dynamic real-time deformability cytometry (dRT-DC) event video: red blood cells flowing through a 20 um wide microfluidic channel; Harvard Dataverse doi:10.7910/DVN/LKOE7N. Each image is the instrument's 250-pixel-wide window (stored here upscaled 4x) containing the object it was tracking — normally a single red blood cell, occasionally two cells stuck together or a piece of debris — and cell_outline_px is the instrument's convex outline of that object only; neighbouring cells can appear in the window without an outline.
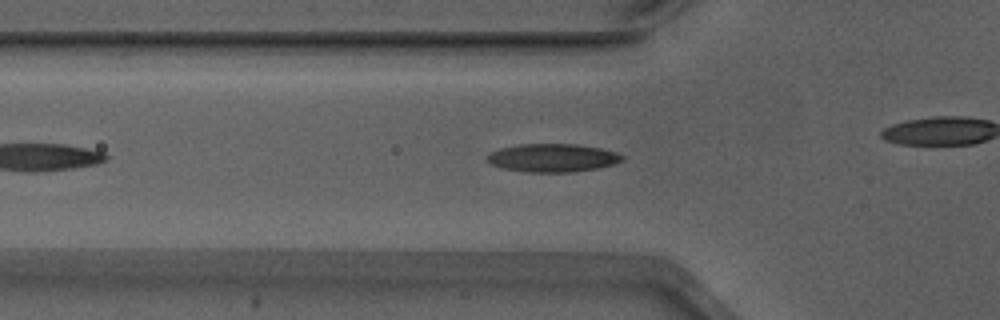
{"species": "Egyptian fruit bat (a non-hibernating species)", "species_latin": "Rousettus aegyptiacus", "temperature_condition": "warm", "stored_images_in_passage": 32, "camera_frame_rate_fps": 3000, "um_per_image_px": 0.085, "animal": {"sex": "male"}, "frame": {"image": 1, "passage_image": 8, "time_ms": 2.333, "image_size_px": [1000, 320], "cell_outline_px": [[624, 160], [612, 164], [596, 168], [572, 172], [528, 172], [504, 168], [492, 164], [488, 160], [488, 152], [500, 148], [520, 144], [576, 144], [600, 148], [616, 152], [624, 156]], "centroid_in_image_um": [46.98, 13.41], "position_along_channel_um": 78.8, "area_um2": 22.02}}
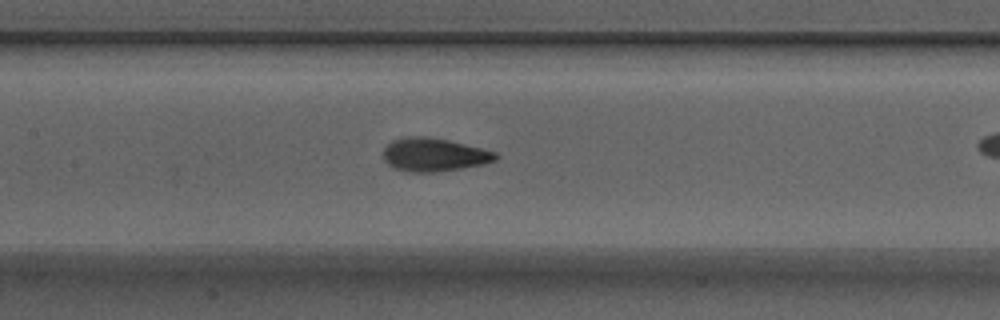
{"frame": {"image": 2, "passage_image": 15, "time_ms": 4.667, "image_size_px": [1000, 320], "cell_outline_px": [[500, 156], [496, 160], [484, 164], [436, 172], [408, 172], [392, 168], [384, 160], [384, 148], [392, 140], [408, 136], [424, 136], [448, 140], [496, 152]], "centroid_in_image_um": [36.87, 13.15], "position_along_channel_um": 170.5, "area_um2": 21.79}}
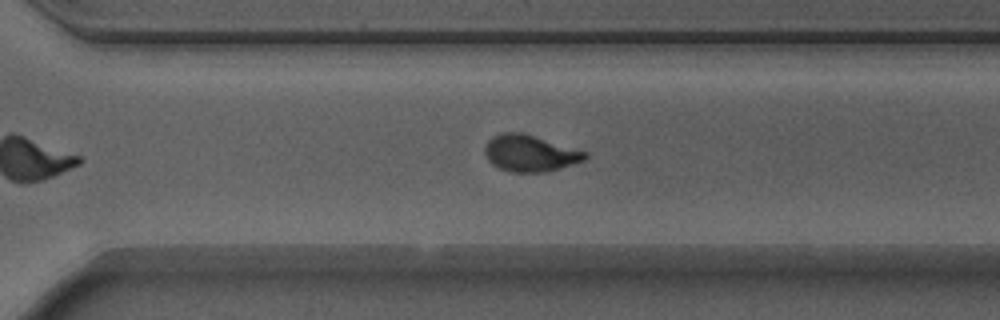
{"frame": {"image": 3, "passage_image": 27, "time_ms": 8.667, "image_size_px": [1000, 320], "cell_outline_px": [[588, 156], [584, 160], [548, 172], [508, 172], [492, 164], [488, 160], [484, 152], [484, 148], [488, 140], [492, 136], [500, 132], [520, 132], [588, 152]], "centroid_in_image_um": [45.02, 13.03], "position_along_channel_um": 325.6, "area_um2": 21.33}}